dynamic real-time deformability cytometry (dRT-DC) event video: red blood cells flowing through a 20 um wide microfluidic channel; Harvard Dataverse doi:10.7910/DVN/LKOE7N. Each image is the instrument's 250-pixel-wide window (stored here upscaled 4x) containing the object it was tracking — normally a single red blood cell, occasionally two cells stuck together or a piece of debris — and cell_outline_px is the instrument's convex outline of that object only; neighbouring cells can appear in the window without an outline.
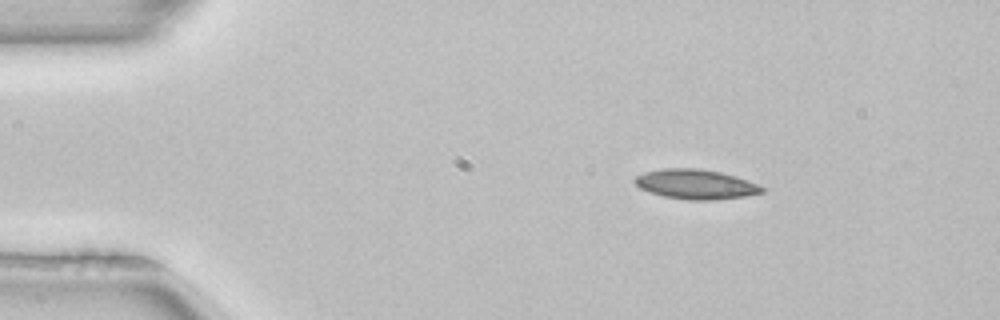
{"species": "common noctule bat (a hibernating species)", "species_latin": "Nyctalus noctula", "temperature_condition": "room temperature", "stored_images_in_passage": 3, "camera_frame_rate_fps": 3000, "um_per_image_px": 0.085, "animal": {"sex": "female", "body_mass_g": 22.7, "forearm_length_mm": 54.2}, "frame": {"image": 1, "passage_image": 1, "time_ms": 0.0, "image_size_px": [1000, 320], "cell_outline_px": [[764, 192], [744, 196], [712, 200], [688, 200], [664, 196], [648, 192], [640, 188], [632, 180], [636, 176], [644, 172], [664, 168], [696, 168], [720, 172], [736, 176], [756, 184], [764, 188]], "centroid_in_image_um": [59.09, 15.66], "position_along_channel_um": 25.9, "area_um2": 21.91}}
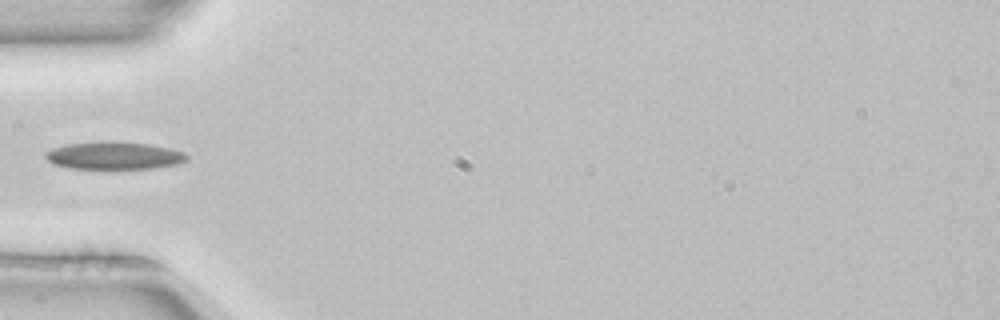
{"frame": {"image": 2, "passage_image": 3, "time_ms": 0.667, "image_size_px": [1000, 320], "cell_outline_px": [[188, 160], [180, 164], [152, 168], [72, 168], [52, 164], [44, 156], [44, 152], [52, 148], [68, 144], [108, 140], [148, 144], [168, 148], [184, 152], [188, 156]], "centroid_in_image_um": [9.69, 13.21], "position_along_channel_um": 75.3, "area_um2": 22.77}}